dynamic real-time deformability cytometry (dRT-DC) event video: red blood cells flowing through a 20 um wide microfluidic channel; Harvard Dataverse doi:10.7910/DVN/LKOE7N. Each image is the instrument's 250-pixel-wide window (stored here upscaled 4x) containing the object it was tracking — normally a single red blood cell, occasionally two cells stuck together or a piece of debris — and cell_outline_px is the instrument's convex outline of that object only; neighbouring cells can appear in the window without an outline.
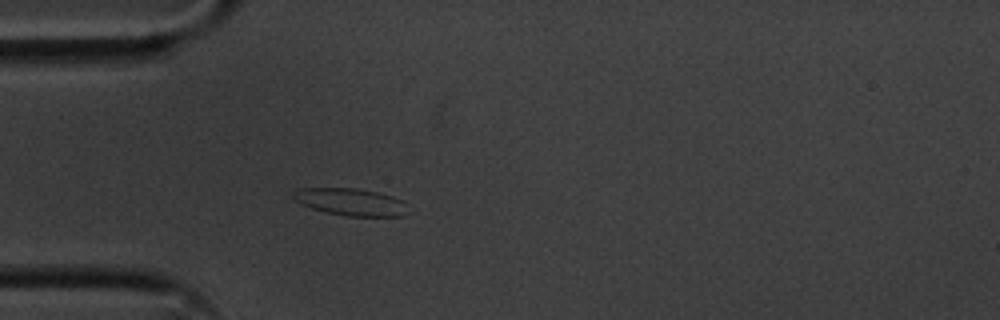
{"species": "common noctule bat (a hibernating species)", "species_latin": "Nyctalus noctula", "temperature_condition": "cold", "stored_images_in_passage": 3, "camera_frame_rate_fps": 3000, "um_per_image_px": 0.085, "animal": {"sex": "male", "body_mass_g": 20.1, "forearm_length_mm": 53.5}, "frame": {"image": 1, "passage_image": 3, "time_ms": 0.667, "image_size_px": [1000, 320], "cell_outline_px": [[408, 204], [404, 216], [344, 216], [312, 208], [300, 204], [292, 196], [292, 192], [300, 188], [356, 188], [376, 192], [392, 196], [404, 200]], "centroid_in_image_um": [29.83, 17.16], "position_along_channel_um": 55.2, "area_um2": 18.21}}